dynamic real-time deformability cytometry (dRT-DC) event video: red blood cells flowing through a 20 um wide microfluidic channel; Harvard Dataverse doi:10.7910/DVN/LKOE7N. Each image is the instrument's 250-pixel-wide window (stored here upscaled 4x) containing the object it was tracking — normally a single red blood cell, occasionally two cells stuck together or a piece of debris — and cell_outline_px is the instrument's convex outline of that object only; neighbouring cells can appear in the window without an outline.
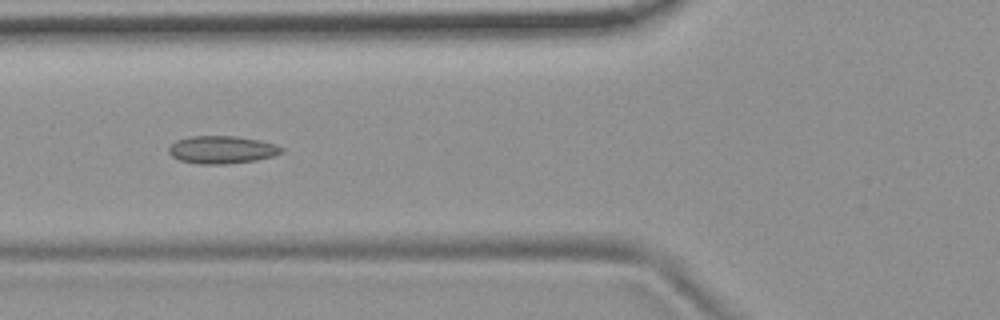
{"species": "common noctule bat (a hibernating species)", "species_latin": "Nyctalus noctula", "temperature_condition": "room temperature", "stored_images_in_passage": 55, "camera_frame_rate_fps": 3000, "um_per_image_px": 0.085, "animal": {"sex": "female", "body_mass_g": 19.9}, "frame": {"image": 1, "passage_image": 21, "time_ms": 6.667, "image_size_px": [1000, 320], "cell_outline_px": [[284, 152], [276, 156], [256, 160], [224, 164], [200, 164], [180, 160], [172, 156], [168, 152], [168, 148], [176, 140], [188, 136], [236, 136], [260, 140], [276, 144], [284, 148]], "centroid_in_image_um": [18.9, 12.72], "position_along_channel_um": 106.9, "area_um2": 18.38}}
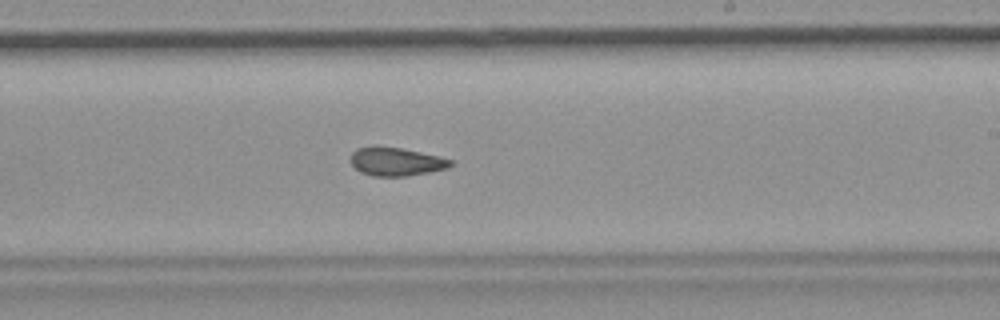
{"frame": {"image": 2, "passage_image": 33, "time_ms": 10.667, "image_size_px": [1000, 320], "cell_outline_px": [[456, 164], [448, 168], [408, 176], [372, 176], [360, 172], [348, 160], [352, 152], [356, 148], [372, 144], [376, 144], [400, 148], [440, 156], [452, 160]], "centroid_in_image_um": [33.63, 13.71], "position_along_channel_um": 255.4, "area_um2": 17.05}}
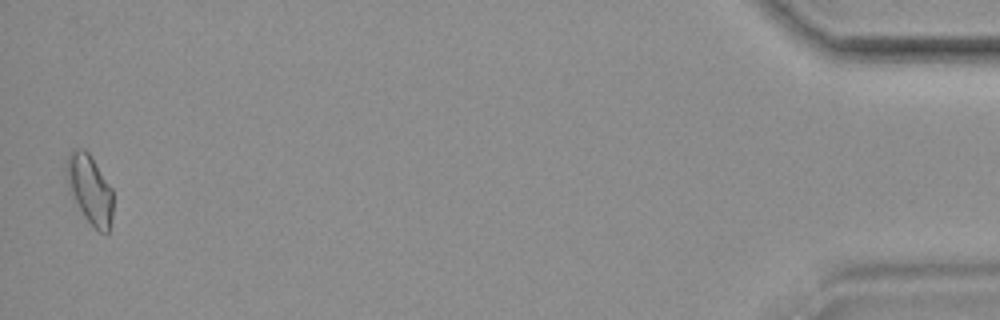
{"frame": {"image": 3, "passage_image": 54, "time_ms": 17.667, "image_size_px": [1000, 320], "cell_outline_px": [[112, 216], [108, 232], [100, 232], [84, 216], [72, 196], [68, 188], [64, 168], [64, 164], [68, 152], [72, 148], [84, 148], [92, 156], [112, 188]], "centroid_in_image_um": [7.59, 15.99], "position_along_channel_um": 427.6, "area_um2": 18.96}, "authors_computed_cell_mechanics": {"area_um2": 17.5134, "velocity_mm_per_s": 3.7169, "shape_relaxation_time_tau1_ms": null, "shape_relaxation_time_tau2_ms": 2.858, "deformation_change_tau1": null, "deformation_change_tau2": 0.0865}}